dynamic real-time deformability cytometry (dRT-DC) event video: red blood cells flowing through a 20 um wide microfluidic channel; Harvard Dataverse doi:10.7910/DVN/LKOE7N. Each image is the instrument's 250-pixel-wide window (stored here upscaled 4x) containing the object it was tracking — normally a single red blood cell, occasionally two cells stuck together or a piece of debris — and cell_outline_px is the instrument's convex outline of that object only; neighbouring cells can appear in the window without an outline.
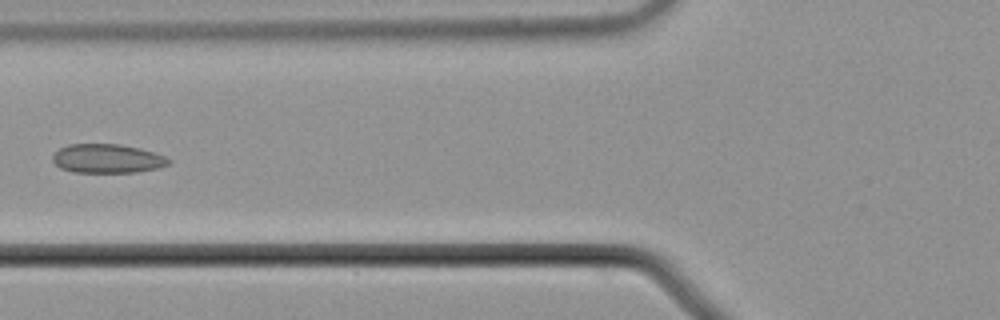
{"species": "common noctule bat (a hibernating species)", "species_latin": "Nyctalus noctula", "temperature_condition": "cold", "stored_images_in_passage": 6, "camera_frame_rate_fps": 3000, "um_per_image_px": 0.085, "animal": {"sex": "male", "body_mass_g": 21.5, "forearm_length_mm": 52.0}, "frame": {"image": 1, "passage_image": 5, "time_ms": 1.333, "image_size_px": [1000, 320], "cell_outline_px": [[172, 160], [168, 164], [160, 168], [136, 172], [72, 172], [60, 168], [52, 160], [52, 156], [60, 148], [68, 144], [120, 144], [140, 148], [164, 156]], "centroid_in_image_um": [9.12, 13.48], "position_along_channel_um": 116.7, "area_um2": 19.59}}
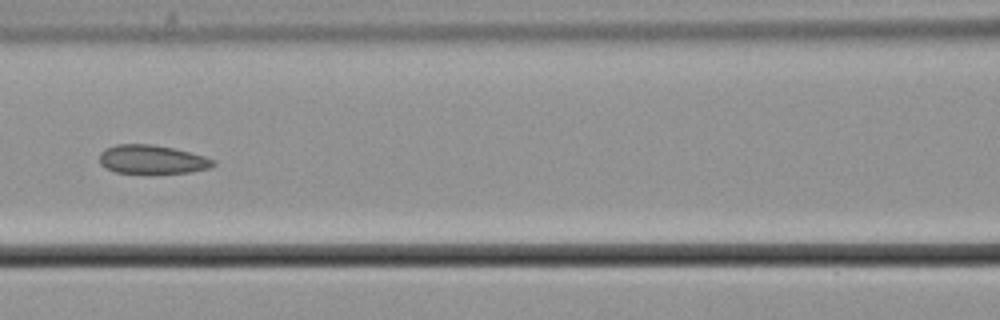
{"frame": {"image": 2, "passage_image": 6, "time_ms": 1.667, "image_size_px": [1000, 320], "cell_outline_px": [[216, 164], [212, 168], [192, 172], [152, 176], [116, 172], [104, 168], [100, 164], [100, 152], [104, 148], [116, 144], [152, 144], [172, 148], [204, 156], [216, 160]], "centroid_in_image_um": [12.93, 13.6], "position_along_channel_um": 153.7, "area_um2": 20.06}}